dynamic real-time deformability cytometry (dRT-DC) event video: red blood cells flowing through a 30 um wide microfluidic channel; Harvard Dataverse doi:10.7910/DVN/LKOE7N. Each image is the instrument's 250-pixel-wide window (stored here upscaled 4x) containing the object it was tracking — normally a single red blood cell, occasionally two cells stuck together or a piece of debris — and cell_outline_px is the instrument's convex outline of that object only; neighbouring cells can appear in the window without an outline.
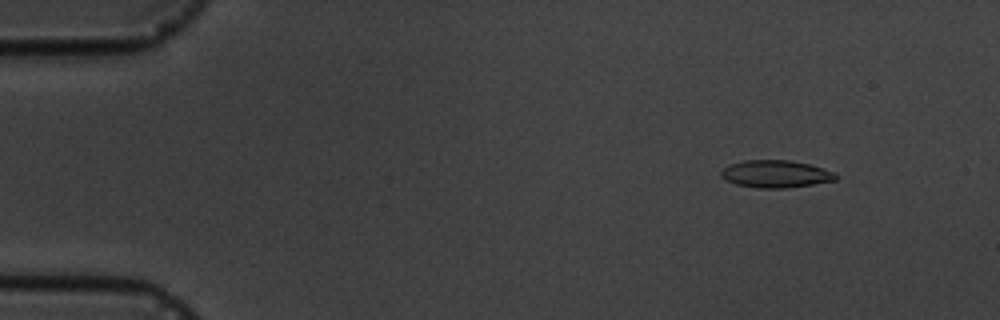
{"species": "common noctule bat (a hibernating species)", "species_latin": "Nyctalus noctula", "temperature_condition": "cold", "stored_images_in_passage": 5, "camera_frame_rate_fps": 3000, "um_per_image_px": 0.085, "animal": {"sex": "male", "body_mass_g": 19.5, "forearm_length_mm": 54.6}, "frame": {"image": 1, "passage_image": 2, "time_ms": 1.333, "image_size_px": [1000, 320], "cell_outline_px": [[836, 180], [812, 184], [784, 188], [760, 188], [736, 184], [720, 176], [720, 172], [724, 168], [732, 164], [744, 160], [788, 160], [808, 164], [836, 172]], "centroid_in_image_um": [65.94, 14.78], "position_along_channel_um": 19.1, "area_um2": 18.03}}